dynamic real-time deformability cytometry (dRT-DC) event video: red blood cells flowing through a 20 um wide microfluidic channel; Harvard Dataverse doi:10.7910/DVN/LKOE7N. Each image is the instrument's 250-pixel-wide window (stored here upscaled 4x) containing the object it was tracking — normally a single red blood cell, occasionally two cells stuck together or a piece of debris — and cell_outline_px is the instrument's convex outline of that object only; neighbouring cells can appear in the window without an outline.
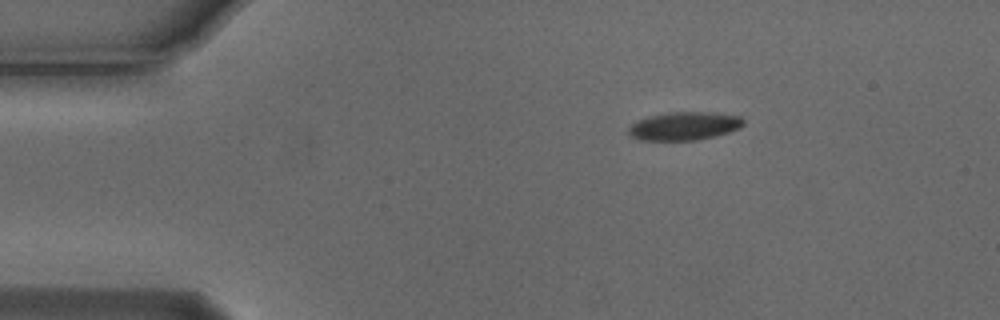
{"species": "Egyptian fruit bat (a non-hibernating species)", "species_latin": "Rousettus aegyptiacus", "temperature_condition": "cold", "stored_images_in_passage": 3, "camera_frame_rate_fps": 3000, "um_per_image_px": 0.085, "animal": {"sex": "male"}, "frame": {"image": 1, "passage_image": 1, "time_ms": 0.0, "image_size_px": [1000, 320], "cell_outline_px": [[744, 124], [740, 128], [716, 136], [696, 140], [640, 140], [628, 136], [628, 128], [632, 124], [640, 120], [652, 116], [672, 112], [708, 112], [740, 116], [744, 120]], "centroid_in_image_um": [58.17, 10.72], "position_along_channel_um": 26.8, "area_um2": 18.79}}